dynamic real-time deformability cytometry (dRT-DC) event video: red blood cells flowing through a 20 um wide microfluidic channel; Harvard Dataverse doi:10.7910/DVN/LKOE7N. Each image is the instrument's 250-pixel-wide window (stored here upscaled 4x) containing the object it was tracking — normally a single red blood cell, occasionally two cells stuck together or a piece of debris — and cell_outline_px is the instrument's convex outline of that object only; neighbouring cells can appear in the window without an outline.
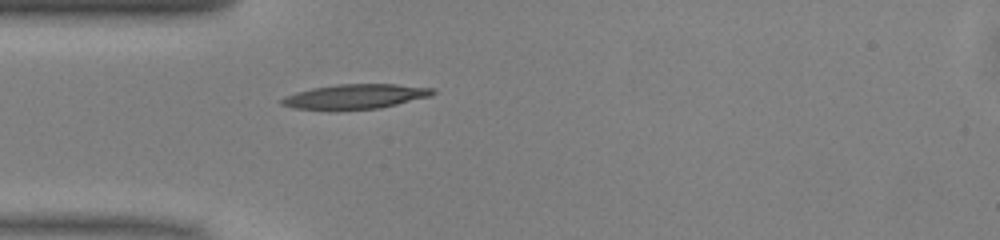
{"species": "common noctule bat (a hibernating species)", "species_latin": "Nyctalus noctula", "temperature_condition": "warm", "stored_images_in_passage": 28, "camera_frame_rate_fps": 3000, "um_per_image_px": 0.085, "animal": {"sex": "male", "body_mass_g": 13.0, "forearm_length_mm": 53.1}, "frame": {"image": 1, "passage_image": 1, "time_ms": 0.0, "image_size_px": [1000, 240], "cell_outline_px": [[436, 92], [432, 96], [380, 108], [336, 112], [292, 108], [280, 104], [280, 100], [284, 96], [296, 92], [312, 88], [336, 84], [396, 84], [436, 88]], "centroid_in_image_um": [30.17, 8.23], "position_along_channel_um": 54.8, "area_um2": 22.6}}
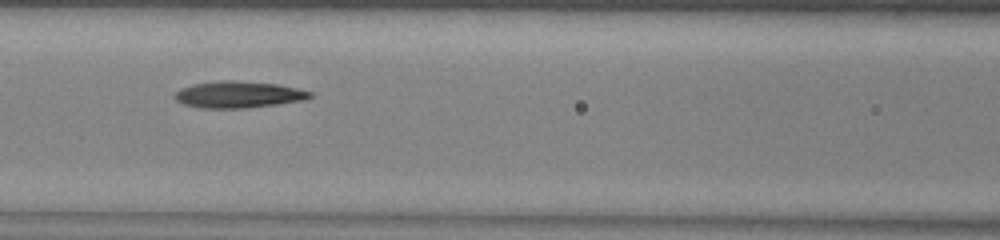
{"frame": {"image": 2, "passage_image": 8, "time_ms": 2.333, "image_size_px": [1000, 240], "cell_outline_px": [[312, 96], [304, 100], [276, 104], [244, 108], [200, 108], [184, 104], [176, 100], [172, 96], [180, 88], [192, 84], [220, 80], [232, 80], [280, 84], [312, 92]], "centroid_in_image_um": [20.23, 8.03], "position_along_channel_um": 146.4, "area_um2": 21.04}}
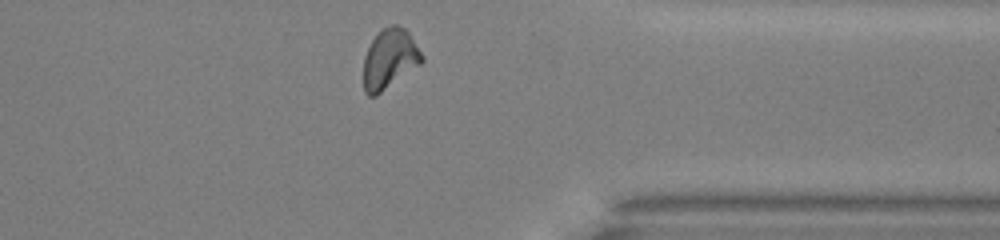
{"frame": {"image": 3, "passage_image": 26, "time_ms": 8.333, "image_size_px": [1000, 240], "cell_outline_px": [[424, 60], [420, 64], [376, 96], [368, 96], [364, 92], [364, 56], [372, 40], [380, 28], [392, 24], [396, 24], [404, 28], [408, 32], [424, 56]], "centroid_in_image_um": [33.11, 4.99], "position_along_channel_um": 378.3, "area_um2": 20.35}, "authors_computed_cell_mechanics": {"area_um2": 20.23, "velocity_mm_per_s": 4.072, "shape_relaxation_time_tau1_ms": 7.0715, "shape_relaxation_time_tau2_ms": 10.2255, "deformation_change_tau1": 0.2054, "deformation_change_tau2": 0.1923}}